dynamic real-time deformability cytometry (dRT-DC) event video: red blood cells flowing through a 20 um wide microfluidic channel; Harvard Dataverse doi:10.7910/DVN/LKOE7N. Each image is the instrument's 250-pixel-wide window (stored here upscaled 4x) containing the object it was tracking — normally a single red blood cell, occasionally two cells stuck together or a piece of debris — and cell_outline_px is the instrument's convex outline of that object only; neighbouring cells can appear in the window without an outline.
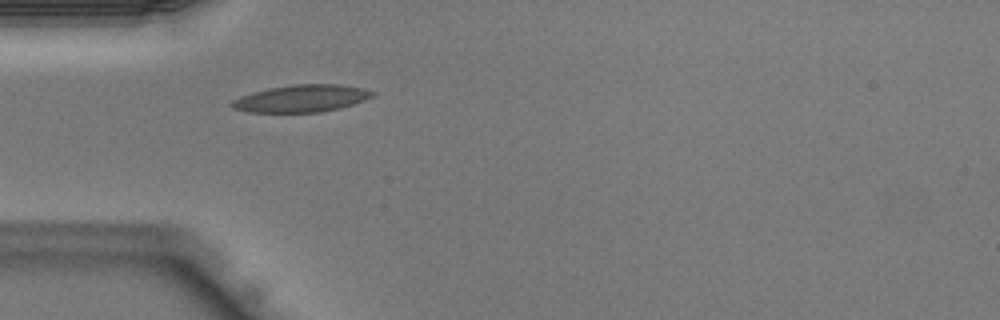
{"species": "Egyptian fruit bat (a non-hibernating species)", "species_latin": "Rousettus aegyptiacus", "temperature_condition": "warm", "stored_images_in_passage": 31, "camera_frame_rate_fps": 3000, "um_per_image_px": 0.085, "animal": {"sex": "male"}, "frame": {"image": 1, "passage_image": 1, "time_ms": 0.0, "image_size_px": [1000, 320], "cell_outline_px": [[376, 96], [340, 108], [320, 112], [248, 112], [232, 108], [228, 104], [232, 100], [240, 96], [252, 92], [268, 88], [292, 84], [340, 84], [364, 88], [376, 92]], "centroid_in_image_um": [25.62, 8.36], "position_along_channel_um": 59.4, "area_um2": 22.54}}
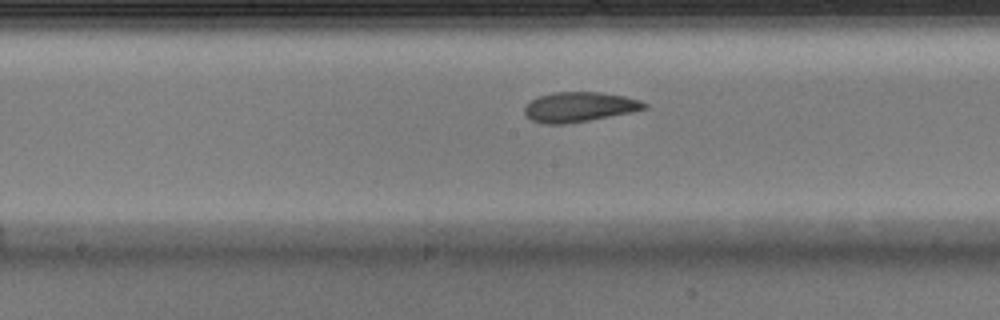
{"frame": {"image": 2, "passage_image": 10, "time_ms": 3.0, "image_size_px": [1000, 320], "cell_outline_px": [[648, 108], [632, 112], [588, 120], [564, 124], [544, 124], [532, 120], [524, 112], [524, 108], [532, 100], [540, 96], [552, 92], [600, 92], [624, 96], [640, 100], [648, 104]], "centroid_in_image_um": [49.27, 9.09], "position_along_channel_um": 198.9, "area_um2": 20.69}}
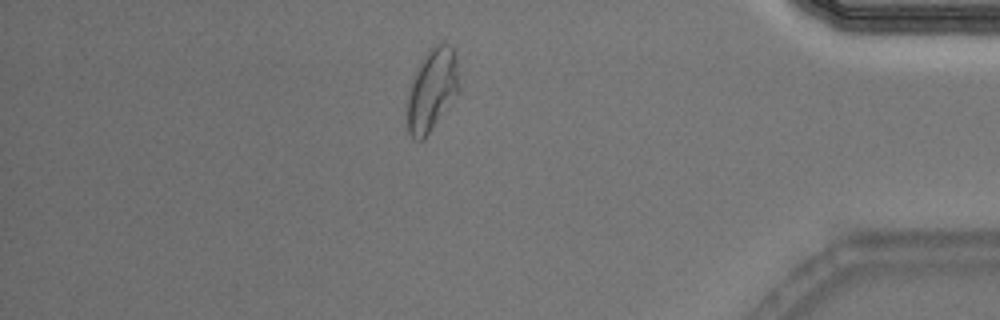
{"frame": {"image": 3, "passage_image": 25, "time_ms": 8.0, "image_size_px": [1000, 320], "cell_outline_px": [[456, 92], [424, 140], [416, 140], [408, 132], [408, 96], [416, 72], [428, 48], [436, 44], [448, 44], [452, 48], [456, 56]], "centroid_in_image_um": [36.68, 7.63], "position_along_channel_um": 398.5, "area_um2": 23.41}}